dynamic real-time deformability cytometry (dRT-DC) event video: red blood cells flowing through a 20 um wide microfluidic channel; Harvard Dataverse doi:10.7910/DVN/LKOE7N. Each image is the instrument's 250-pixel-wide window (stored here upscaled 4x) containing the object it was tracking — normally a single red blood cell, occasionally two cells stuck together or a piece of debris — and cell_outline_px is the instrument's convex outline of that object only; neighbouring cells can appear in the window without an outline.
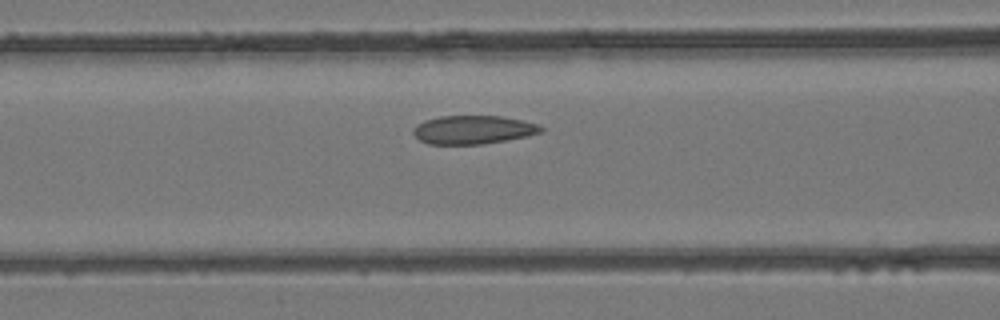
{"species": "common noctule bat (a hibernating species)", "species_latin": "Nyctalus noctula", "temperature_condition": "room temperature", "stored_images_in_passage": 23, "camera_frame_rate_fps": 3000, "um_per_image_px": 0.085, "animal": {"sex": "female", "body_mass_g": 24.6, "forearm_length_mm": 56.2}, "frame": {"image": 1, "passage_image": 6, "time_ms": 1.667, "image_size_px": [1000, 320], "cell_outline_px": [[544, 132], [528, 136], [484, 144], [428, 144], [420, 140], [412, 132], [412, 128], [416, 124], [424, 120], [440, 116], [500, 116], [520, 120], [536, 124], [544, 128]], "centroid_in_image_um": [40.2, 11.03], "position_along_channel_um": 126.4, "area_um2": 21.27}}
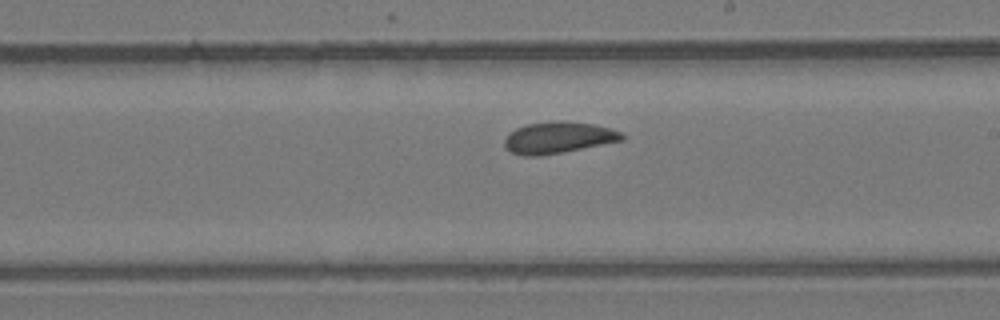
{"frame": {"image": 2, "passage_image": 13, "time_ms": 4.0, "image_size_px": [1000, 320], "cell_outline_px": [[624, 140], [564, 152], [540, 156], [524, 156], [512, 152], [504, 148], [504, 140], [508, 132], [524, 124], [560, 120], [592, 124], [608, 128], [620, 132], [624, 136]], "centroid_in_image_um": [47.39, 11.7], "position_along_channel_um": 241.6, "area_um2": 21.68}}
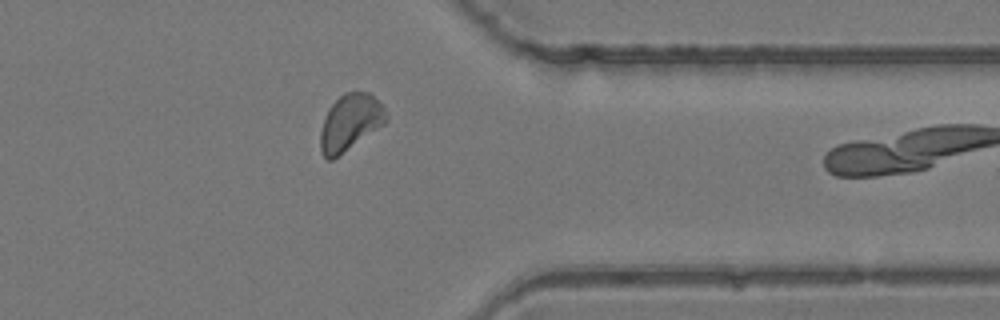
{"frame": {"image": 3, "passage_image": 22, "time_ms": 7.0, "image_size_px": [1000, 320], "cell_outline_px": [[388, 120], [384, 124], [332, 160], [328, 160], [320, 152], [320, 132], [324, 116], [328, 108], [344, 92], [368, 92], [384, 108], [388, 116]], "centroid_in_image_um": [29.73, 10.41], "position_along_channel_um": 381.7, "area_um2": 21.39}}